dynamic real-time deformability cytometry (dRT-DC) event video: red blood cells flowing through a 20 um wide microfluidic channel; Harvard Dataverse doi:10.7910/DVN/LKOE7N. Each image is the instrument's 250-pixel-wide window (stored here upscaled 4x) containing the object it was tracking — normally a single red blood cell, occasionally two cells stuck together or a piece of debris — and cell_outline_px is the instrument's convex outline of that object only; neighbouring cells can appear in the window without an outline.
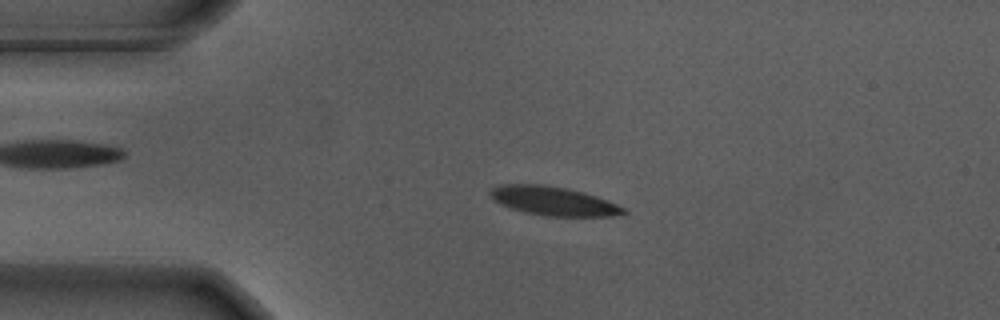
{"species": "Egyptian fruit bat (a non-hibernating species)", "species_latin": "Rousettus aegyptiacus", "temperature_condition": "warm", "stored_images_in_passage": 56, "camera_frame_rate_fps": 3000, "um_per_image_px": 0.085, "animal": {"sex": "male"}, "frame": {"image": 1, "passage_image": 13, "time_ms": 4.0, "image_size_px": [1000, 320], "cell_outline_px": [[628, 212], [624, 216], [544, 216], [524, 212], [500, 204], [492, 200], [488, 192], [492, 188], [500, 184], [544, 184], [584, 192], [608, 200], [628, 208]], "centroid_in_image_um": [47.09, 17.09], "position_along_channel_um": 37.9, "area_um2": 22.83}}
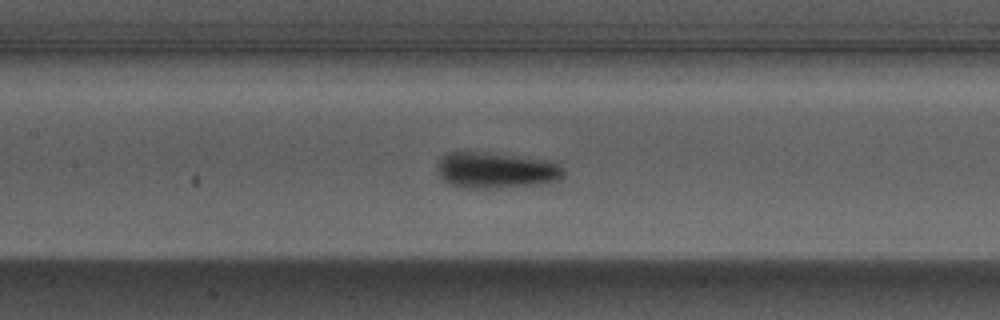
{"frame": {"image": 2, "passage_image": 26, "time_ms": 8.333, "image_size_px": [1000, 320], "cell_outline_px": [[564, 176], [560, 180], [496, 188], [468, 188], [452, 184], [444, 180], [440, 176], [436, 168], [436, 164], [440, 156], [448, 152], [476, 152], [564, 160]], "centroid_in_image_um": [42.24, 14.43], "position_along_channel_um": 165.2, "area_um2": 26.93}}
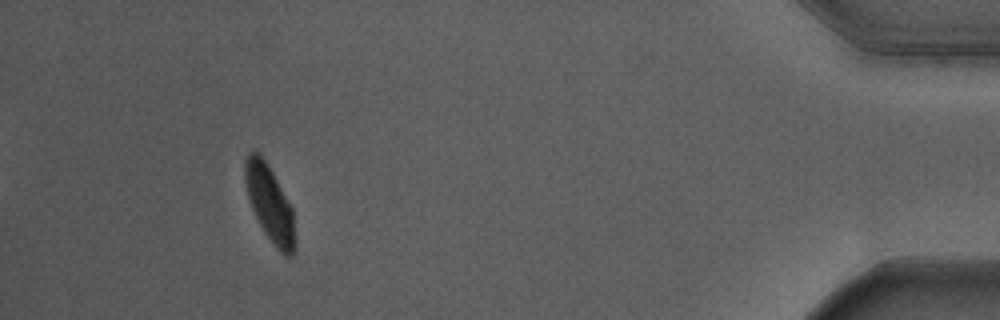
{"frame": {"image": 3, "passage_image": 52, "time_ms": 17.0, "image_size_px": [1000, 320], "cell_outline_px": [[296, 248], [292, 256], [288, 256], [280, 252], [276, 248], [264, 232], [248, 200], [244, 180], [244, 160], [248, 152], [256, 148], [268, 164], [292, 208], [296, 244]], "centroid_in_image_um": [22.9, 17.26], "position_along_channel_um": 412.3, "area_um2": 22.37}, "authors_computed_cell_mechanics": {"area_um2": 23.4957, "velocity_mm_per_s": 3.6451, "shape_relaxation_time_tau1_ms": 2.6572, "shape_relaxation_time_tau2_ms": null, "deformation_change_tau1": 0.1456, "deformation_change_tau2": null}}